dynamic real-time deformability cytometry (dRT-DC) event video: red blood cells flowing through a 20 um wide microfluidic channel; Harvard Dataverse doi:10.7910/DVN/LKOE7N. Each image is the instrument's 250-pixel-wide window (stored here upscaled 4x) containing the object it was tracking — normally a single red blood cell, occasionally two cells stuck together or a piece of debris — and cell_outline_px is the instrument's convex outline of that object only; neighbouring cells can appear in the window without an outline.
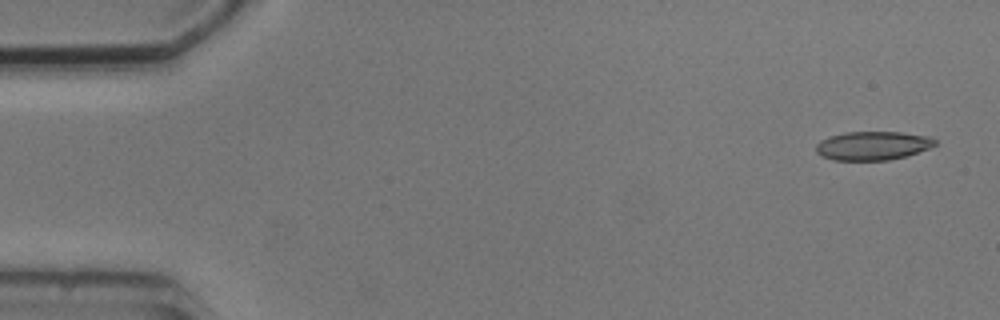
{"species": "common noctule bat (a hibernating species)", "species_latin": "Nyctalus noctula", "temperature_condition": "cold", "stored_images_in_passage": 5, "camera_frame_rate_fps": 3000, "um_per_image_px": 0.085, "animal": {"sex": "male", "body_mass_g": 20.5, "forearm_length_mm": 52.5}, "frame": {"image": 1, "passage_image": 1, "time_ms": 0.0, "image_size_px": [1000, 320], "cell_outline_px": [[936, 144], [928, 148], [904, 156], [888, 160], [832, 160], [820, 156], [816, 152], [816, 144], [820, 140], [828, 136], [844, 132], [900, 132], [928, 136], [936, 140]], "centroid_in_image_um": [74.11, 12.38], "position_along_channel_um": 10.9, "area_um2": 19.88}}
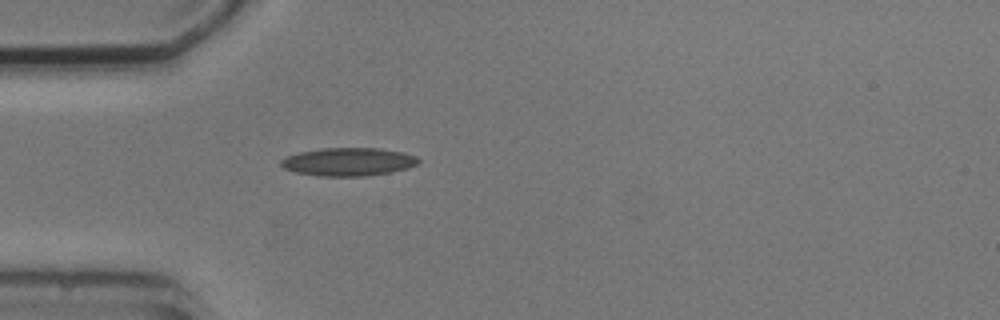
{"frame": {"image": 2, "passage_image": 5, "time_ms": 4.333, "image_size_px": [1000, 320], "cell_outline_px": [[420, 160], [416, 164], [408, 168], [392, 172], [368, 176], [320, 176], [296, 172], [284, 168], [280, 164], [280, 160], [288, 156], [300, 152], [324, 148], [380, 148], [404, 152], [416, 156]], "centroid_in_image_um": [29.64, 13.75], "position_along_channel_um": 55.4, "area_um2": 22.54}}